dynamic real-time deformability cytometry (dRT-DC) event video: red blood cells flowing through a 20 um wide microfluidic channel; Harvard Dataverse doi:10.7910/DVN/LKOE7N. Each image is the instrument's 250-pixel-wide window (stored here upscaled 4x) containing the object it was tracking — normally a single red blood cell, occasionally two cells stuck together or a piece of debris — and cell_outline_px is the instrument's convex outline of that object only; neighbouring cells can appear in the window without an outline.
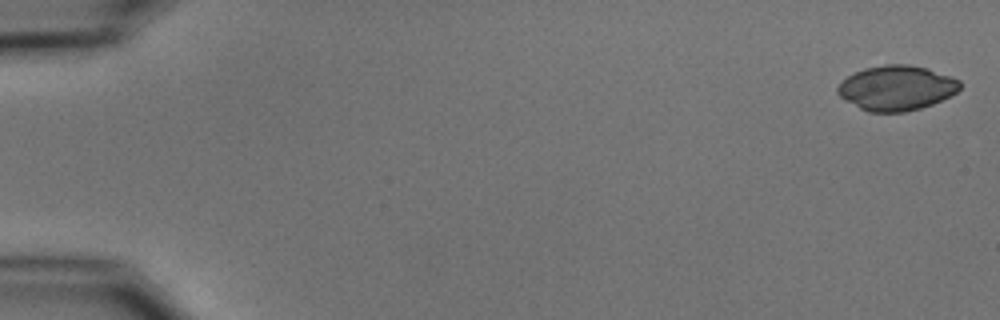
{"species": "common noctule bat (a hibernating species)", "species_latin": "Nyctalus noctula", "temperature_condition": "cold", "stored_images_in_passage": 3, "camera_frame_rate_fps": 3000, "um_per_image_px": 0.085, "animal": {"sex": "male", "body_mass_g": 15.6}, "frame": {"image": 1, "passage_image": 3, "time_ms": 2.333, "image_size_px": [1000, 320], "cell_outline_px": [[960, 88], [956, 92], [932, 104], [920, 108], [904, 112], [868, 112], [860, 108], [840, 96], [836, 92], [836, 88], [848, 76], [864, 68], [884, 64], [908, 64], [928, 68], [952, 76], [960, 80]], "centroid_in_image_um": [76.21, 7.46], "position_along_channel_um": 8.8, "area_um2": 31.85}}